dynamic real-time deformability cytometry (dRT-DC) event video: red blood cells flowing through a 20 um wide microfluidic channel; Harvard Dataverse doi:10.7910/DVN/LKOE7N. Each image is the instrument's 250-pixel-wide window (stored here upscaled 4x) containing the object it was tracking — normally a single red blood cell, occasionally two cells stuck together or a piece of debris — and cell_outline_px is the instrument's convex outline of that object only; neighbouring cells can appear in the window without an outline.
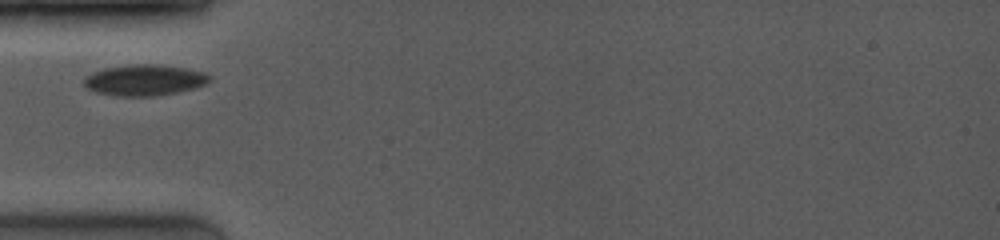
{"species": "common noctule bat (a hibernating species)", "species_latin": "Nyctalus noctula", "temperature_condition": "room temperature", "stored_images_in_passage": 7, "camera_frame_rate_fps": 4000, "um_per_image_px": 0.085, "animal": {"sex": "female", "body_mass_g": 19.0, "forearm_length_mm": 53.3}, "frame": {"image": 1, "passage_image": 1, "time_ms": 0.0, "image_size_px": [1000, 240], "cell_outline_px": [[212, 80], [208, 84], [196, 88], [156, 96], [120, 96], [96, 92], [88, 88], [84, 84], [84, 76], [92, 72], [104, 68], [132, 64], [156, 64], [184, 68], [204, 72], [212, 76]], "centroid_in_image_um": [12.32, 6.8], "position_along_channel_um": 72.7, "area_um2": 22.83}}
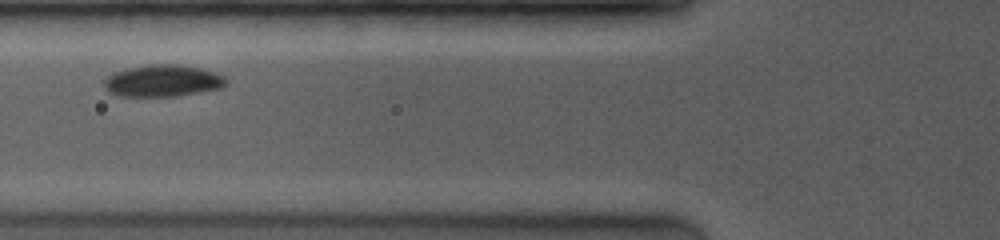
{"frame": {"image": 2, "passage_image": 2, "time_ms": 1.0, "image_size_px": [1000, 240], "cell_outline_px": [[228, 84], [220, 88], [180, 96], [120, 96], [108, 92], [104, 88], [104, 80], [112, 72], [128, 68], [152, 64], [180, 64], [204, 68], [224, 76], [228, 80]], "centroid_in_image_um": [13.85, 6.86], "position_along_channel_um": 111.9, "area_um2": 22.95}}
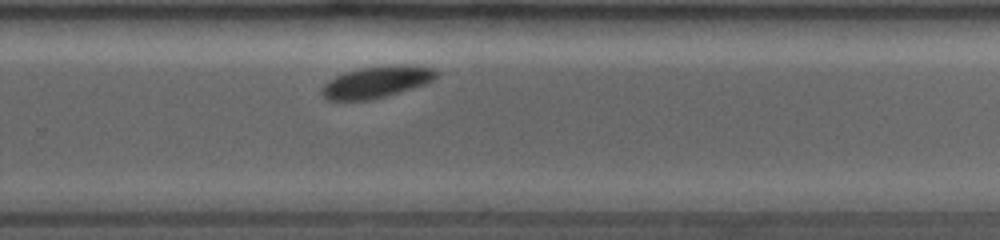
{"frame": {"image": 3, "passage_image": 7, "time_ms": 5.75, "image_size_px": [1000, 240], "cell_outline_px": [[440, 72], [428, 84], [388, 96], [372, 100], [344, 104], [328, 100], [320, 92], [320, 88], [328, 80], [344, 72], [360, 68], [400, 64], [404, 64], [436, 68]], "centroid_in_image_um": [31.98, 7.02], "position_along_channel_um": 297.8, "area_um2": 22.14}}